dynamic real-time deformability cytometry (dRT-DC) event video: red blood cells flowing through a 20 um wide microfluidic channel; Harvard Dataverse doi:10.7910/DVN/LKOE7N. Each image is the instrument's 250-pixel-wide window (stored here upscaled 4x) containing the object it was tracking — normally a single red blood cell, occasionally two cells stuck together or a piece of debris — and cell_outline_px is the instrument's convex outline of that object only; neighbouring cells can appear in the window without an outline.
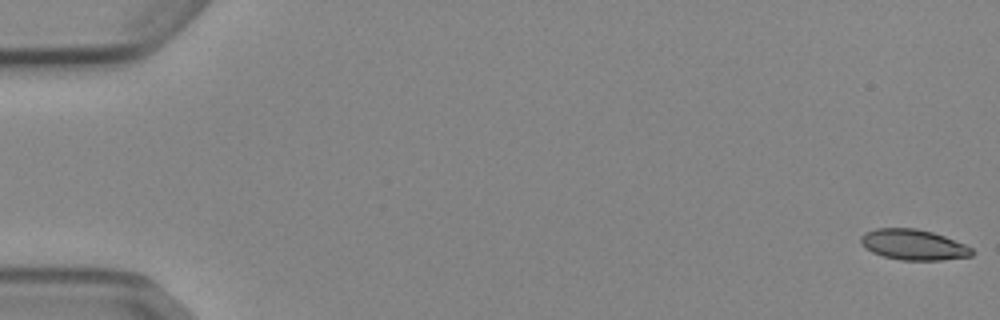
{"species": "Egyptian fruit bat (a non-hibernating species)", "species_latin": "Rousettus aegyptiacus", "temperature_condition": "cold", "stored_images_in_passage": 53, "camera_frame_rate_fps": 3000, "um_per_image_px": 0.085, "animal": {"sex": "female"}, "frame": {"image": 1, "passage_image": 1, "time_ms": 0.0, "image_size_px": [1000, 320], "cell_outline_px": [[976, 252], [972, 256], [940, 260], [900, 260], [884, 256], [872, 252], [860, 244], [860, 236], [864, 232], [876, 228], [916, 228], [932, 232], [944, 236], [964, 244], [972, 248]], "centroid_in_image_um": [77.63, 20.8], "position_along_channel_um": 7.4, "area_um2": 19.88}}
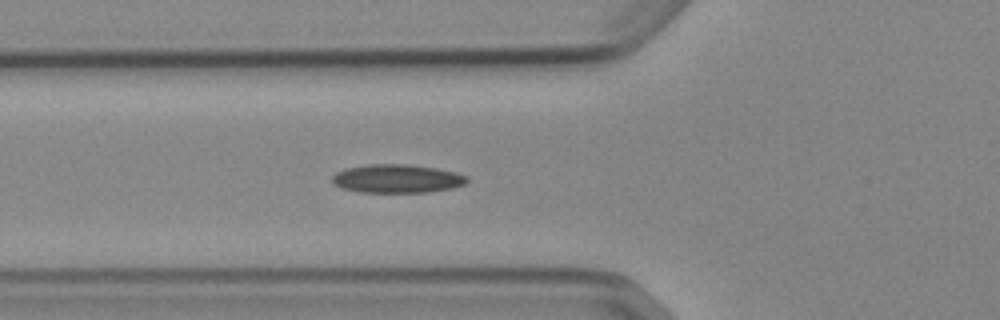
{"frame": {"image": 2, "passage_image": 20, "time_ms": 6.333, "image_size_px": [1000, 320], "cell_outline_px": [[468, 180], [464, 184], [452, 188], [424, 192], [360, 192], [340, 188], [332, 184], [332, 176], [336, 172], [348, 168], [368, 164], [404, 164], [436, 168], [456, 172], [468, 176]], "centroid_in_image_um": [33.72, 15.18], "position_along_channel_um": 92.1, "area_um2": 22.37}}
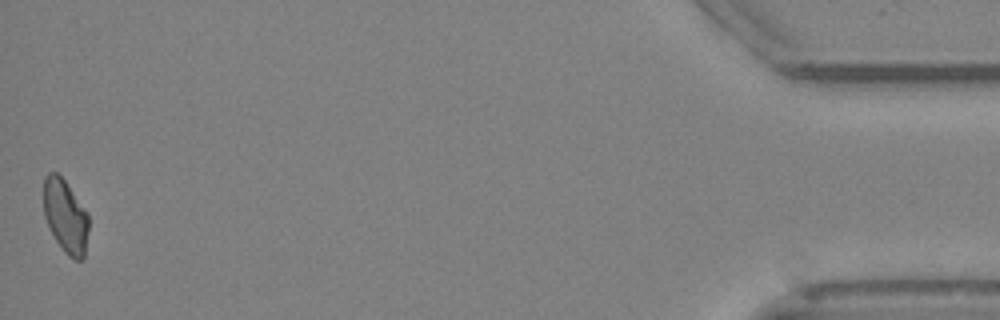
{"frame": {"image": 3, "passage_image": 53, "time_ms": 17.333, "image_size_px": [1000, 320], "cell_outline_px": [[88, 228], [84, 260], [76, 260], [68, 256], [64, 252], [48, 228], [44, 216], [44, 176], [48, 172], [56, 172], [64, 180], [88, 212]], "centroid_in_image_um": [5.56, 18.39], "position_along_channel_um": 429.6, "area_um2": 19.36}}